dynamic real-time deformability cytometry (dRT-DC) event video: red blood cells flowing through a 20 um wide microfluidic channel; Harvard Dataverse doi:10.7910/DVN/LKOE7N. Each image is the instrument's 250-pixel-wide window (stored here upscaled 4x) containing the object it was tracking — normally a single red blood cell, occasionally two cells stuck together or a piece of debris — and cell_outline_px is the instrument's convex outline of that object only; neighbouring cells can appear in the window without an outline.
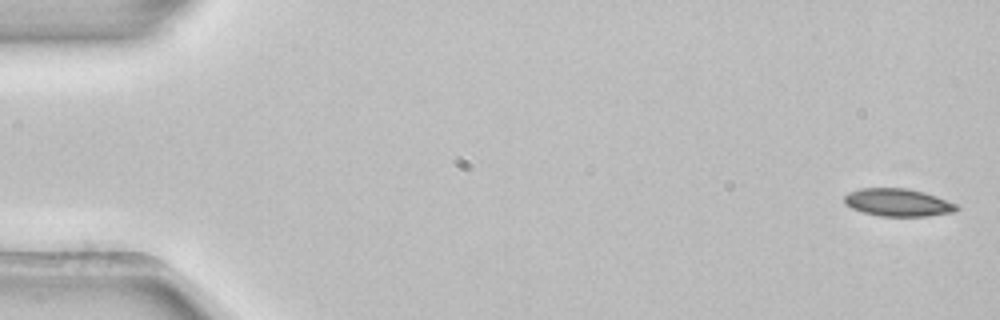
{"species": "common noctule bat (a hibernating species)", "species_latin": "Nyctalus noctula", "temperature_condition": "room temperature", "stored_images_in_passage": 5, "camera_frame_rate_fps": 3000, "um_per_image_px": 0.085, "animal": {"sex": "female", "body_mass_g": 22.7, "forearm_length_mm": 54.2}, "frame": {"image": 1, "passage_image": 1, "time_ms": 0.0, "image_size_px": [1000, 320], "cell_outline_px": [[960, 208], [956, 212], [928, 216], [880, 216], [864, 212], [852, 208], [844, 204], [844, 196], [848, 192], [860, 188], [908, 188], [924, 192], [936, 196], [956, 204]], "centroid_in_image_um": [76.33, 17.21], "position_along_channel_um": 8.7, "area_um2": 18.21}}
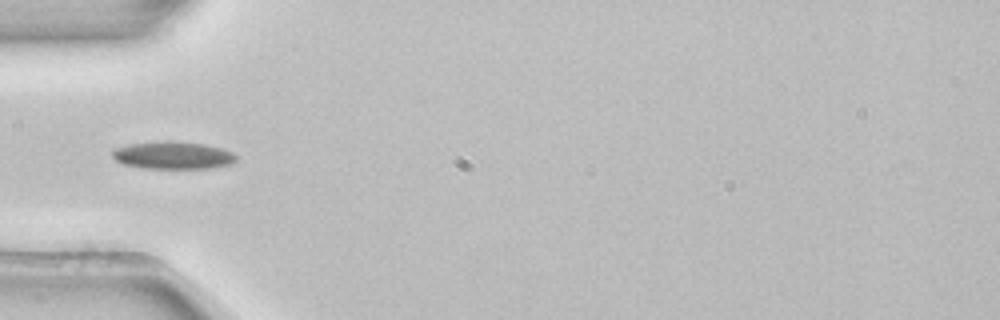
{"frame": {"image": 2, "passage_image": 5, "time_ms": 1.333, "image_size_px": [1000, 320], "cell_outline_px": [[240, 156], [232, 164], [212, 168], [144, 168], [124, 164], [116, 160], [112, 156], [112, 152], [116, 148], [132, 144], [164, 140], [204, 144], [220, 148], [232, 152]], "centroid_in_image_um": [14.75, 13.2], "position_along_channel_um": 70.2, "area_um2": 19.83}}